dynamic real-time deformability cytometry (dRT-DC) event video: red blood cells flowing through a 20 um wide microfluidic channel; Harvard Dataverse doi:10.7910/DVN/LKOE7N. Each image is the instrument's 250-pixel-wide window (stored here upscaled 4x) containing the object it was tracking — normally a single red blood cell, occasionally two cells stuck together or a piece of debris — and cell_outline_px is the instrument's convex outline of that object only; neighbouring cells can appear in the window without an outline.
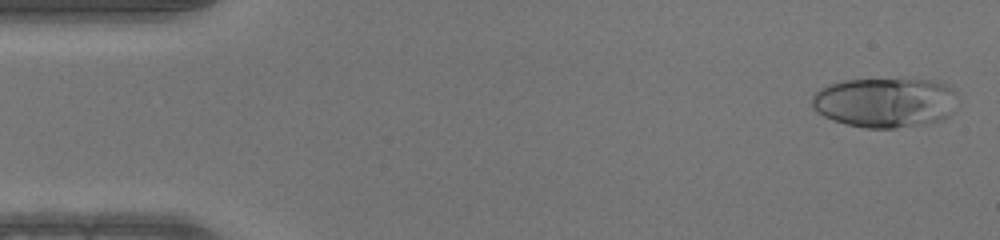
{"species": "human", "species_latin": "Homo sapiens", "temperature_condition": "warm", "stored_images_in_passage": 49, "camera_frame_rate_fps": 3000, "um_per_image_px": 0.085, "donor": {"sex": "male"}, "frame": {"image": 1, "passage_image": 2, "time_ms": 0.333, "image_size_px": [1000, 240], "cell_outline_px": [[952, 92], [948, 116], [940, 120], [924, 124], [896, 128], [864, 128], [832, 120], [816, 112], [812, 108], [812, 92], [828, 84], [844, 80], [932, 80], [944, 84], [952, 88]], "centroid_in_image_um": [75.09, 8.72], "position_along_channel_um": 9.9, "area_um2": 41.67}}
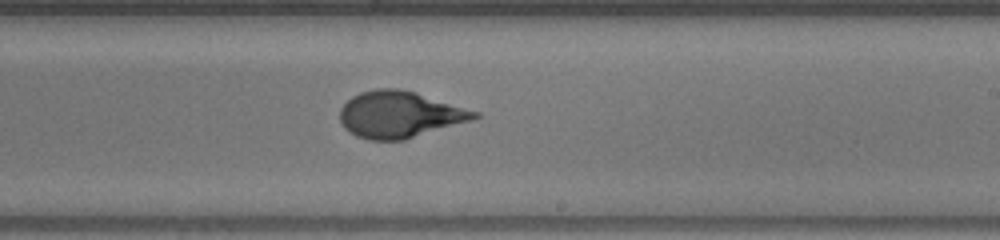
{"frame": {"image": 2, "passage_image": 29, "time_ms": 9.333, "image_size_px": [1000, 240], "cell_outline_px": [[480, 116], [472, 120], [404, 140], [368, 140], [356, 136], [348, 132], [344, 128], [340, 120], [340, 108], [352, 96], [360, 92], [376, 88], [400, 88], [416, 92], [480, 112]], "centroid_in_image_um": [33.95, 9.73], "position_along_channel_um": 255.0, "area_um2": 36.65}}
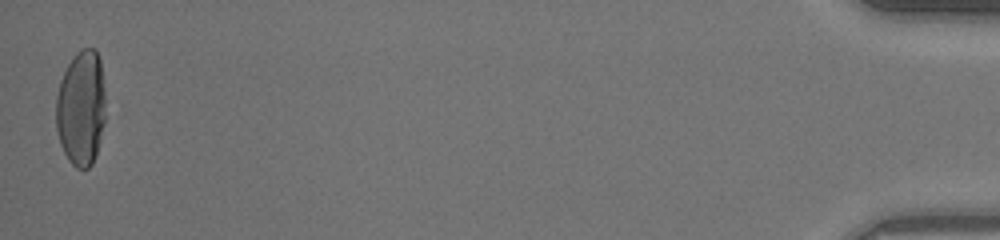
{"frame": {"image": 3, "passage_image": 49, "time_ms": 16.0, "image_size_px": [1000, 240], "cell_outline_px": [[104, 120], [100, 140], [92, 164], [88, 168], [76, 168], [68, 160], [60, 144], [56, 128], [56, 96], [60, 80], [72, 56], [76, 52], [84, 48], [96, 48], [100, 60], [104, 92]], "centroid_in_image_um": [6.87, 9.17], "position_along_channel_um": 428.3, "area_um2": 33.29}}